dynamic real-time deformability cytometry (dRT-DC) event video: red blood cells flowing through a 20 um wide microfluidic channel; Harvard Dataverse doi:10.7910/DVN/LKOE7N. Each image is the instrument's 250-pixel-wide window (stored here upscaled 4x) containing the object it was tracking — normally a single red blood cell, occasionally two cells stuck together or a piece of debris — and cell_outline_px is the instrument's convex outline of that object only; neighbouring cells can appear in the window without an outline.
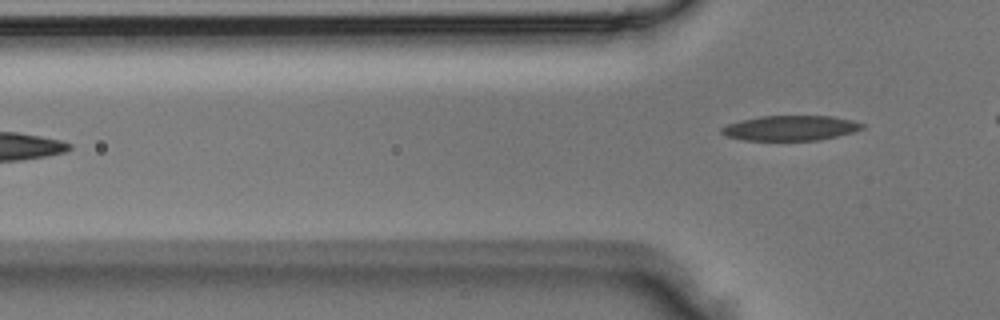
{"species": "Egyptian fruit bat (a non-hibernating species)", "species_latin": "Rousettus aegyptiacus", "temperature_condition": "room temperature", "stored_images_in_passage": 4, "camera_frame_rate_fps": 3000, "um_per_image_px": 0.085, "animal": {"sex": "male"}, "frame": {"image": 1, "passage_image": 4, "time_ms": 1.0, "image_size_px": [1000, 320], "cell_outline_px": [[864, 128], [852, 132], [836, 136], [816, 140], [744, 140], [728, 136], [720, 132], [720, 128], [728, 124], [760, 116], [832, 116], [852, 120], [864, 124]], "centroid_in_image_um": [67.2, 10.88], "position_along_channel_um": 58.6, "area_um2": 20.23}}